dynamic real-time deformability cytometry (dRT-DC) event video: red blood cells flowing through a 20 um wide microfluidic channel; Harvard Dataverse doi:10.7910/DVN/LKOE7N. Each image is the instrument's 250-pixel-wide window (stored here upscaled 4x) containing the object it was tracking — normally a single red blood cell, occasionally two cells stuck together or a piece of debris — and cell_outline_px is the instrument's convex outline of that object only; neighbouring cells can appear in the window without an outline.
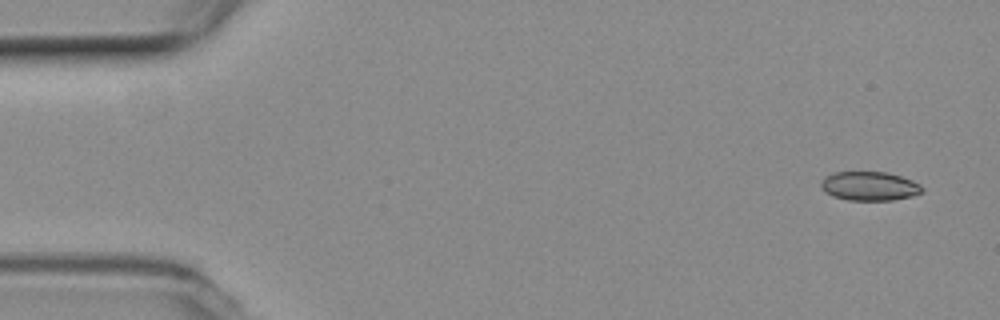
{"species": "common noctule bat (a hibernating species)", "species_latin": "Nyctalus noctula", "temperature_condition": "room temperature", "stored_images_in_passage": 53, "camera_frame_rate_fps": 3000, "um_per_image_px": 0.085, "animal": {"sex": "female", "body_mass_g": 19.3, "forearm_length_mm": 54.1}, "frame": {"image": 1, "passage_image": 2, "time_ms": 0.333, "image_size_px": [1000, 320], "cell_outline_px": [[924, 192], [912, 196], [892, 200], [848, 200], [832, 196], [820, 184], [824, 176], [832, 172], [888, 172], [912, 180], [920, 184], [924, 188]], "centroid_in_image_um": [73.94, 15.81], "position_along_channel_um": 11.1, "area_um2": 17.11}}
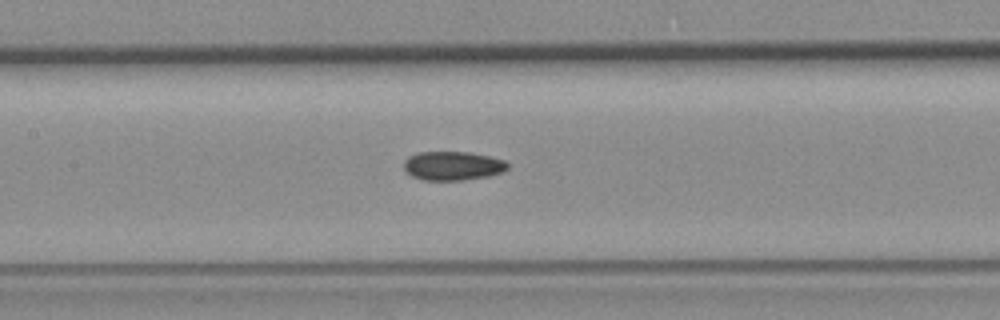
{"frame": {"image": 2, "passage_image": 24, "time_ms": 7.667, "image_size_px": [1000, 320], "cell_outline_px": [[508, 168], [504, 172], [488, 176], [464, 180], [424, 180], [412, 176], [404, 168], [404, 160], [408, 156], [416, 152], [468, 152], [488, 156], [504, 160], [508, 164]], "centroid_in_image_um": [38.48, 14.09], "position_along_channel_um": 168.9, "area_um2": 17.51}}
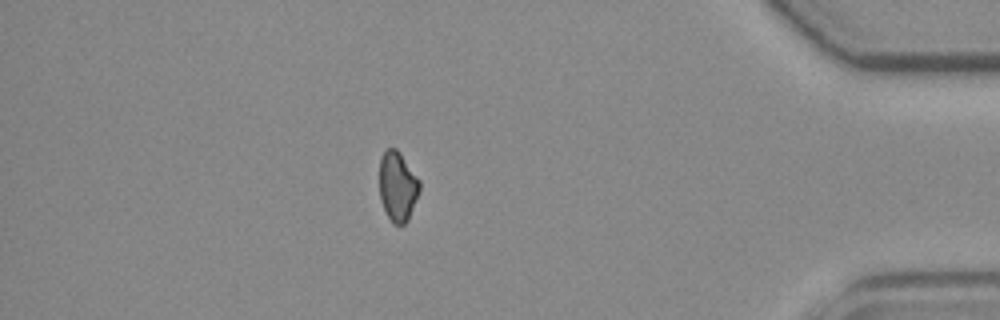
{"frame": {"image": 3, "passage_image": 46, "time_ms": 15.0, "image_size_px": [1000, 320], "cell_outline_px": [[420, 188], [408, 220], [404, 224], [392, 224], [380, 200], [380, 160], [384, 152], [388, 148], [396, 148], [400, 152], [420, 180]], "centroid_in_image_um": [33.8, 15.83], "position_along_channel_um": 401.4, "area_um2": 16.18}, "authors_computed_cell_mechanics": {"area_um2": 17.2822, "velocity_mm_per_s": 3.7912, "shape_relaxation_time_tau1_ms": null, "shape_relaxation_time_tau2_ms": 11.2719, "deformation_change_tau1": null, "deformation_change_tau2": 0.148}}